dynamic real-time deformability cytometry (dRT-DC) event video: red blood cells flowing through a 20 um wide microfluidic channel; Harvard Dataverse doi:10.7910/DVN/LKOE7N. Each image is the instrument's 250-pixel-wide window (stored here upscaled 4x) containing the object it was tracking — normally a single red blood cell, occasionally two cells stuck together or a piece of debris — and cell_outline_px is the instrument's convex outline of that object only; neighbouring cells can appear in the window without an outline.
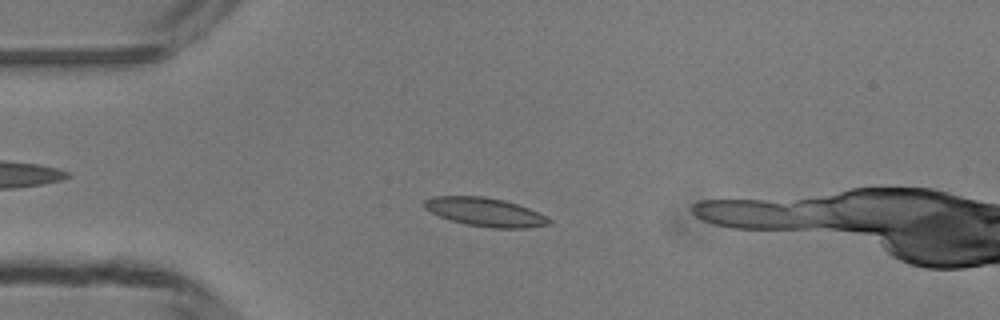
{"species": "common noctule bat (a hibernating species)", "species_latin": "Nyctalus noctula", "temperature_condition": "room temperature", "stored_images_in_passage": 49, "camera_frame_rate_fps": 3000, "um_per_image_px": 0.085, "animal": {"sex": "male", "body_mass_g": 13.3}, "frame": {"image": 1, "passage_image": 12, "time_ms": 3.667, "image_size_px": [1000, 320], "cell_outline_px": [[552, 224], [528, 228], [492, 228], [464, 224], [440, 216], [424, 208], [420, 204], [424, 200], [432, 196], [484, 196], [504, 200], [528, 208], [552, 220]], "centroid_in_image_um": [41.21, 18.02], "position_along_channel_um": 43.8, "area_um2": 20.81}}
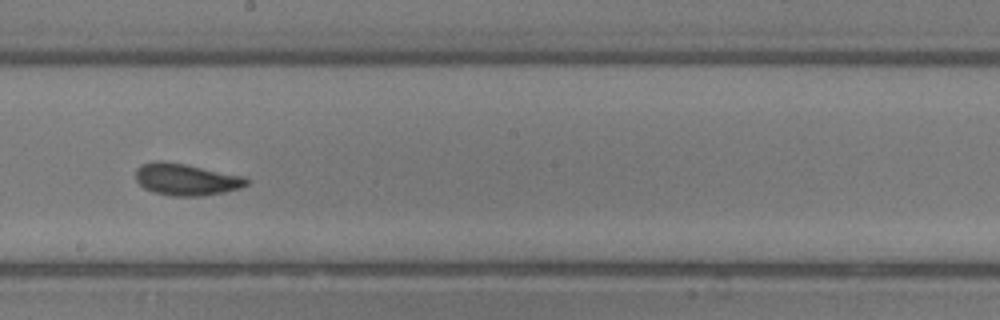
{"frame": {"image": 2, "passage_image": 27, "time_ms": 8.667, "image_size_px": [1000, 320], "cell_outline_px": [[248, 184], [240, 188], [224, 192], [204, 196], [172, 196], [152, 192], [144, 188], [136, 180], [136, 168], [140, 164], [156, 160], [164, 160], [244, 176], [248, 180]], "centroid_in_image_um": [15.79, 15.25], "position_along_channel_um": 232.4, "area_um2": 20.69}}
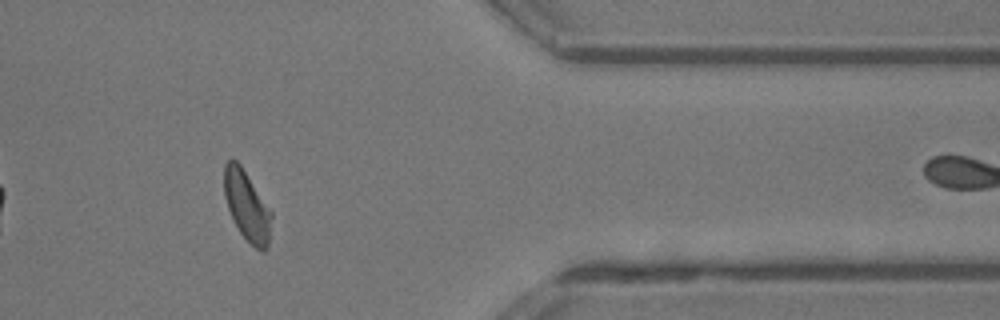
{"frame": {"image": 3, "passage_image": 40, "time_ms": 13.0, "image_size_px": [1000, 320], "cell_outline_px": [[272, 216], [268, 248], [264, 252], [260, 252], [240, 232], [228, 208], [224, 196], [224, 164], [232, 156], [240, 164], [272, 212]], "centroid_in_image_um": [20.99, 17.48], "position_along_channel_um": 390.4, "area_um2": 19.13}, "authors_computed_cell_mechanics": {"area_um2": 19.8254, "velocity_mm_per_s": 4.1975, "shape_relaxation_time_tau1_ms": 4.7851, "shape_relaxation_time_tau2_ms": 1.5716, "deformation_change_tau1": 0.1287, "deformation_change_tau2": 0.0826}}